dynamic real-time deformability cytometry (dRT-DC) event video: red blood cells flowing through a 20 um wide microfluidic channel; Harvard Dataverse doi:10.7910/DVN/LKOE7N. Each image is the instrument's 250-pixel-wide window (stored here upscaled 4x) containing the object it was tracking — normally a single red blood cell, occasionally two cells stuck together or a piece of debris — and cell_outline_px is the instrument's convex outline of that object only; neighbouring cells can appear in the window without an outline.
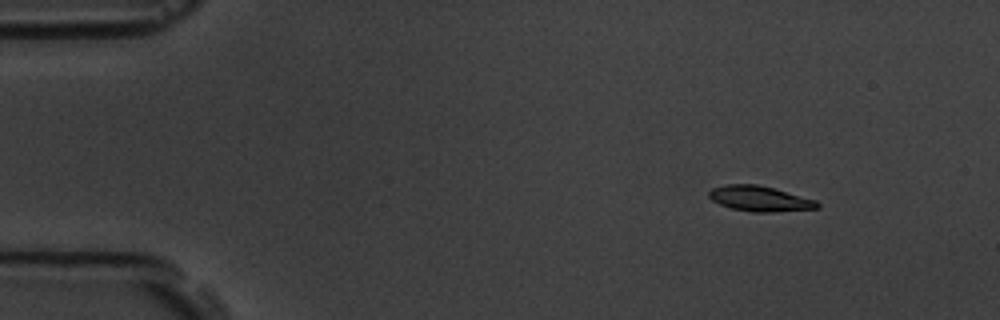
{"species": "common noctule bat (a hibernating species)", "species_latin": "Nyctalus noctula", "temperature_condition": "room temperature", "stored_images_in_passage": 5, "segment_of_instrument_passage": [1, 2], "camera_frame_rate_fps": 3000, "um_per_image_px": 0.085, "animal": {"sex": "male", "body_mass_g": 19.5, "forearm_length_mm": 54.6}, "frame": {"image": 1, "passage_image": 2, "time_ms": 1.0, "image_size_px": [1000, 320], "cell_outline_px": [[820, 208], [772, 212], [752, 212], [732, 208], [720, 204], [712, 200], [708, 196], [708, 192], [712, 188], [728, 184], [756, 184], [772, 188], [816, 200], [820, 204]], "centroid_in_image_um": [64.57, 16.89], "position_along_channel_um": 20.4, "area_um2": 15.84}}